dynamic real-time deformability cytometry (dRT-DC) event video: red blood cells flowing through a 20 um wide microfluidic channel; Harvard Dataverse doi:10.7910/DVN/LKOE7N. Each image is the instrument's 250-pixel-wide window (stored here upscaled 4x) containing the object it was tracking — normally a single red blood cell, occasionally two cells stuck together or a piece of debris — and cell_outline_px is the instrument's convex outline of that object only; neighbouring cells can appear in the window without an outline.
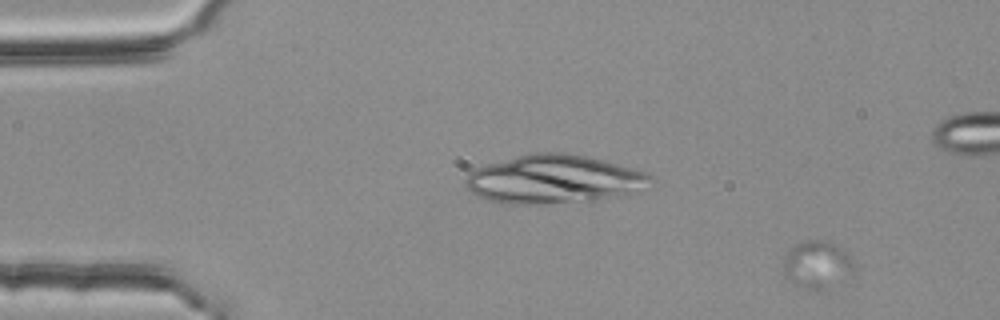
{"species": "common noctule bat (a hibernating species)", "species_latin": "Nyctalus noctula", "temperature_condition": "room temperature", "stored_images_in_passage": 28, "camera_frame_rate_fps": 3000, "um_per_image_px": 0.085, "animal": {"sex": "female", "body_mass_g": 25.1}, "frame": {"image": 1, "passage_image": 5, "time_ms": 1.333, "image_size_px": [1000, 320], "cell_outline_px": [[856, 268], [824, 288], [808, 288], [792, 284], [784, 280], [784, 268], [788, 248], [804, 240], [820, 240], [844, 248], [852, 256]], "centroid_in_image_um": [69.41, 22.44], "position_along_channel_um": 15.6, "area_um2": 19.07}}